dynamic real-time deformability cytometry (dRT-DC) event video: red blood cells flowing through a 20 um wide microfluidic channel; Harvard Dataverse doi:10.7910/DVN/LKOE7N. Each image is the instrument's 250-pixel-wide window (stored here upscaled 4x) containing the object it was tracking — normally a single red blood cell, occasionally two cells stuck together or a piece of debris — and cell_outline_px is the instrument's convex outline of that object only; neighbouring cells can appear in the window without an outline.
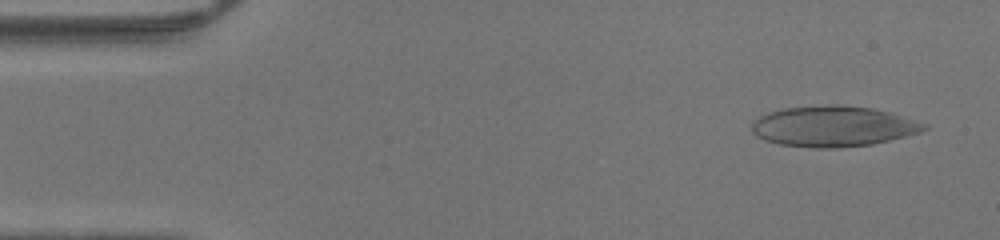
{"species": "human", "species_latin": "Homo sapiens", "temperature_condition": "warm", "stored_images_in_passage": 45, "camera_frame_rate_fps": 3000, "um_per_image_px": 0.085, "donor": {"sex": "male"}, "frame": {"image": 1, "passage_image": 2, "time_ms": 0.333, "image_size_px": [1000, 240], "cell_outline_px": [[928, 128], [920, 132], [872, 144], [836, 148], [812, 148], [780, 144], [764, 140], [756, 136], [752, 132], [752, 120], [768, 112], [784, 108], [828, 104], [832, 104], [872, 108], [888, 112], [928, 124]], "centroid_in_image_um": [70.78, 10.74], "position_along_channel_um": 14.2, "area_um2": 40.75}}
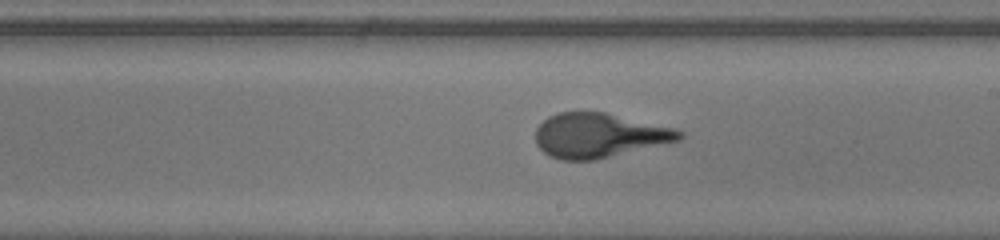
{"frame": {"image": 2, "passage_image": 25, "time_ms": 8.0, "image_size_px": [1000, 240], "cell_outline_px": [[684, 136], [680, 140], [596, 160], [560, 160], [548, 156], [536, 144], [536, 128], [548, 116], [560, 112], [604, 112], [672, 128], [684, 132]], "centroid_in_image_um": [50.88, 11.52], "position_along_channel_um": 238.1, "area_um2": 37.05}}
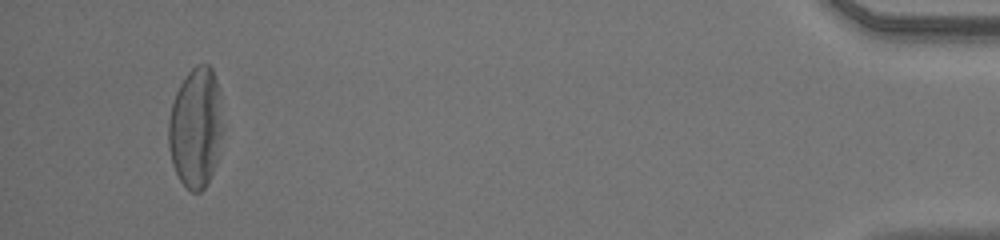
{"frame": {"image": 3, "passage_image": 43, "time_ms": 14.0, "image_size_px": [1000, 240], "cell_outline_px": [[220, 136], [216, 164], [204, 188], [200, 192], [192, 192], [180, 180], [172, 164], [168, 148], [168, 120], [172, 104], [176, 92], [180, 84], [188, 72], [196, 64], [208, 64], [212, 68], [220, 92]], "centroid_in_image_um": [16.6, 10.84], "position_along_channel_um": 418.6, "area_um2": 37.63}}